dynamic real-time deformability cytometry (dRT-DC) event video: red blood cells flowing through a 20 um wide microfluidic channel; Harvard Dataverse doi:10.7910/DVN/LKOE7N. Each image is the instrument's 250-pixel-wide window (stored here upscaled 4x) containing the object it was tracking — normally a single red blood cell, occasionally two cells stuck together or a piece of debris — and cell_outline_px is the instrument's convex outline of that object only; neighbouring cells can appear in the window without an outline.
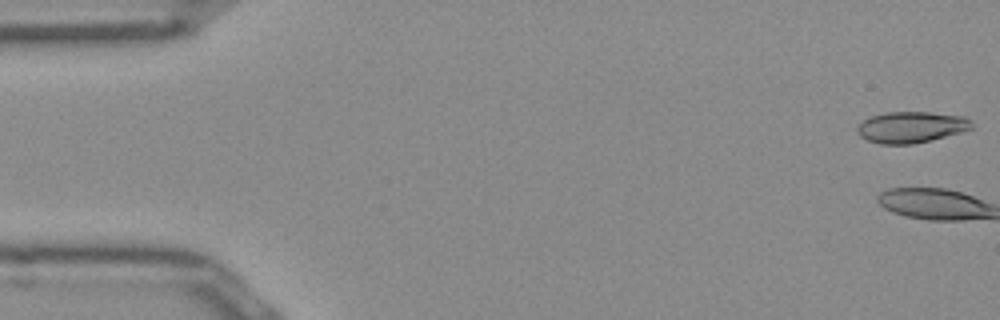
{"species": "Egyptian fruit bat (a non-hibernating species)", "species_latin": "Rousettus aegyptiacus", "temperature_condition": "room temperature", "stored_images_in_passage": 2, "camera_frame_rate_fps": 3000, "um_per_image_px": 0.085, "frame": {"image": 1, "passage_image": 1, "time_ms": 0.0, "image_size_px": [1000, 320], "cell_outline_px": [[972, 128], [960, 132], [912, 144], [880, 144], [868, 140], [860, 136], [856, 132], [856, 128], [864, 120], [872, 116], [888, 112], [928, 112], [964, 116], [972, 120]], "centroid_in_image_um": [77.44, 10.8], "position_along_channel_um": 7.6, "area_um2": 20.58}}